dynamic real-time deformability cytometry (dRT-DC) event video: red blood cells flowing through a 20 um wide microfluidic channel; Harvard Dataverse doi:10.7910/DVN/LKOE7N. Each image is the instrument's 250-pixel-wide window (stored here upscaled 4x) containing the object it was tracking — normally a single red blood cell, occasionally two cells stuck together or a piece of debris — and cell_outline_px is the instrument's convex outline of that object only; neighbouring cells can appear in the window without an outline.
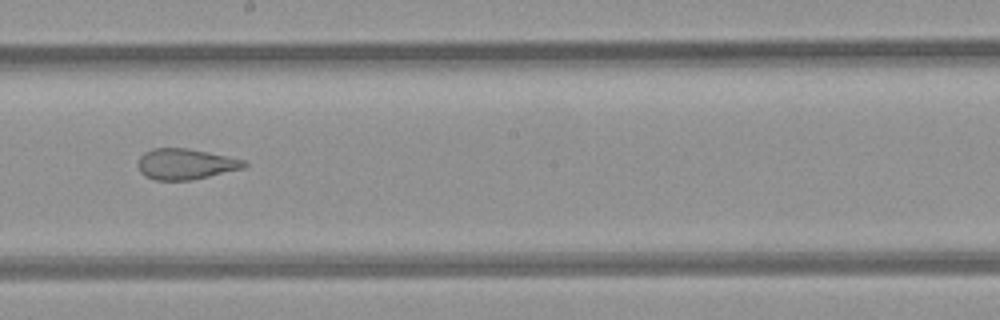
{"species": "common noctule bat (a hibernating species)", "species_latin": "Nyctalus noctula", "temperature_condition": "room temperature", "stored_images_in_passage": 8, "camera_frame_rate_fps": 3000, "um_per_image_px": 0.085, "animal": {"sex": "female", "body_mass_g": 21.9}, "frame": {"image": 1, "passage_image": 8, "time_ms": 8.0, "image_size_px": [1000, 320], "cell_outline_px": [[248, 164], [244, 168], [192, 180], [156, 180], [144, 176], [140, 172], [136, 164], [140, 156], [144, 152], [152, 148], [188, 148], [208, 152], [244, 160]], "centroid_in_image_um": [15.73, 13.94], "position_along_channel_um": 232.5, "area_um2": 19.13}}